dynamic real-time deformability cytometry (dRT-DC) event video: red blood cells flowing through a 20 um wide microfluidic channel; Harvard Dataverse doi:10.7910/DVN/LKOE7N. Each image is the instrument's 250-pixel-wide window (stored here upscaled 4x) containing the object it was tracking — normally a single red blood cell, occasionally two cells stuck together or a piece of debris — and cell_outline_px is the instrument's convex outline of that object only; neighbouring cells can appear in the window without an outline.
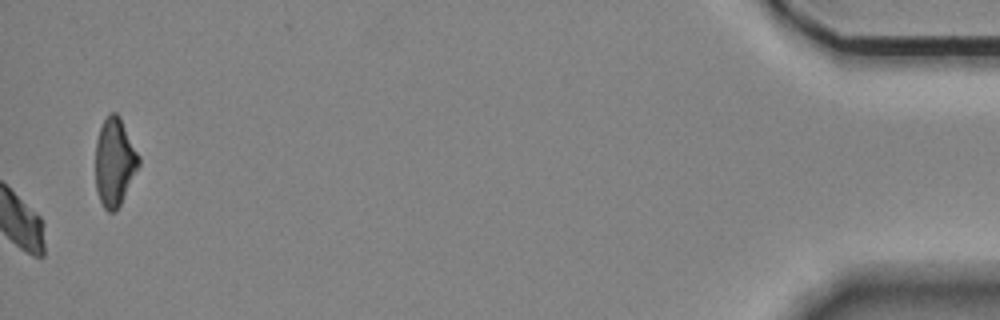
{"species": "Egyptian fruit bat (a non-hibernating species)", "species_latin": "Rousettus aegyptiacus", "temperature_condition": "room temperature", "stored_images_in_passage": 57, "camera_frame_rate_fps": 3000, "um_per_image_px": 0.085, "animal": {"sex": "female"}, "frame": {"image": 1, "passage_image": 57, "time_ms": 18.667, "image_size_px": [1000, 320], "cell_outline_px": [[140, 164], [116, 212], [108, 212], [104, 208], [100, 200], [96, 188], [96, 140], [100, 128], [104, 120], [112, 112], [116, 112], [120, 116], [140, 156]], "centroid_in_image_um": [9.75, 13.77], "position_along_channel_um": 425.5, "area_um2": 22.08}, "authors_computed_cell_mechanics": {"area_um2": 19.5364, "velocity_mm_per_s": 3.4926, "shape_relaxation_time_tau1_ms": 3.6167, "shape_relaxation_time_tau2_ms": null, "deformation_change_tau1": 0.0769, "deformation_change_tau2": null}}